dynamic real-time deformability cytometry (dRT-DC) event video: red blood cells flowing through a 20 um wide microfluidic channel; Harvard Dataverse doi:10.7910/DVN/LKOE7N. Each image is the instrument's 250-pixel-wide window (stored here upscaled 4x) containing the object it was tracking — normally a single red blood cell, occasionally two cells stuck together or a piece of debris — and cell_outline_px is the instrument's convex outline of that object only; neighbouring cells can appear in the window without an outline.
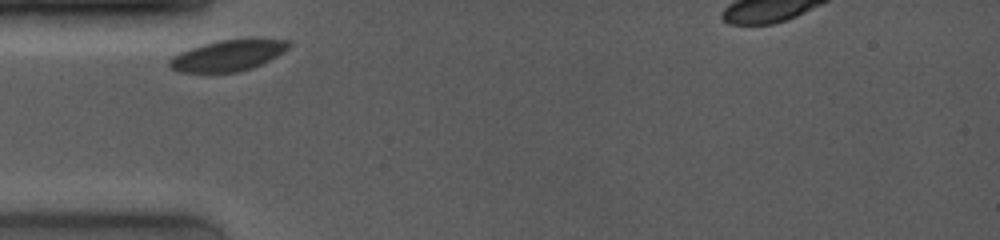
{"species": "common noctule bat (a hibernating species)", "species_latin": "Nyctalus noctula", "temperature_condition": "room temperature", "stored_images_in_passage": 38, "camera_frame_rate_fps": 4000, "um_per_image_px": 0.085, "animal": {"sex": "female", "body_mass_g": 19.0, "forearm_length_mm": 53.3}, "frame": {"image": 1, "passage_image": 1, "time_ms": 0.0, "image_size_px": [1000, 240], "cell_outline_px": [[292, 44], [284, 52], [252, 68], [236, 72], [180, 72], [172, 68], [168, 64], [168, 60], [172, 56], [180, 52], [204, 44], [220, 40], [248, 36], [252, 36], [288, 40]], "centroid_in_image_um": [19.44, 4.66], "position_along_channel_um": 65.6, "area_um2": 22.02}}
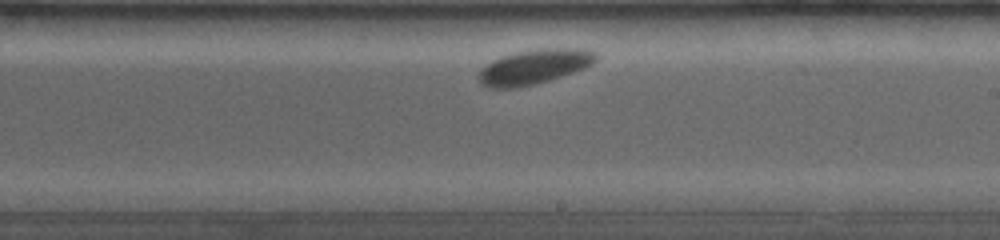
{"frame": {"image": 2, "passage_image": 23, "time_ms": 5.0, "image_size_px": [1000, 240], "cell_outline_px": [[596, 60], [592, 64], [584, 68], [548, 80], [516, 88], [488, 88], [480, 84], [476, 76], [480, 68], [492, 60], [500, 56], [516, 52], [540, 48], [584, 48], [592, 52], [596, 56]], "centroid_in_image_um": [45.31, 5.67], "position_along_channel_um": 243.7, "area_um2": 23.76}}
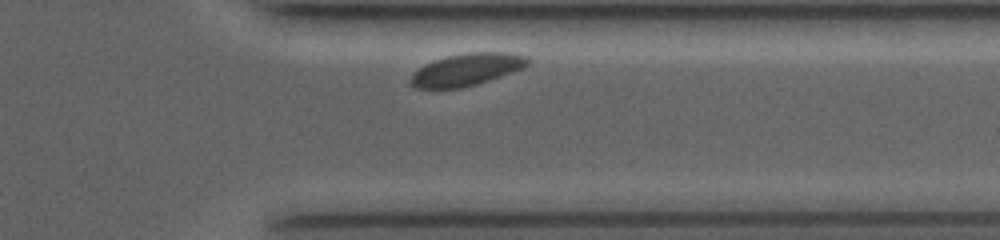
{"frame": {"image": 3, "passage_image": 36, "time_ms": 8.5, "image_size_px": [1000, 240], "cell_outline_px": [[532, 64], [524, 68], [476, 84], [460, 88], [416, 88], [408, 84], [408, 80], [424, 64], [432, 60], [448, 56], [468, 52], [508, 52], [528, 56], [532, 60]], "centroid_in_image_um": [39.71, 5.9], "position_along_channel_um": 371.7, "area_um2": 22.14}}